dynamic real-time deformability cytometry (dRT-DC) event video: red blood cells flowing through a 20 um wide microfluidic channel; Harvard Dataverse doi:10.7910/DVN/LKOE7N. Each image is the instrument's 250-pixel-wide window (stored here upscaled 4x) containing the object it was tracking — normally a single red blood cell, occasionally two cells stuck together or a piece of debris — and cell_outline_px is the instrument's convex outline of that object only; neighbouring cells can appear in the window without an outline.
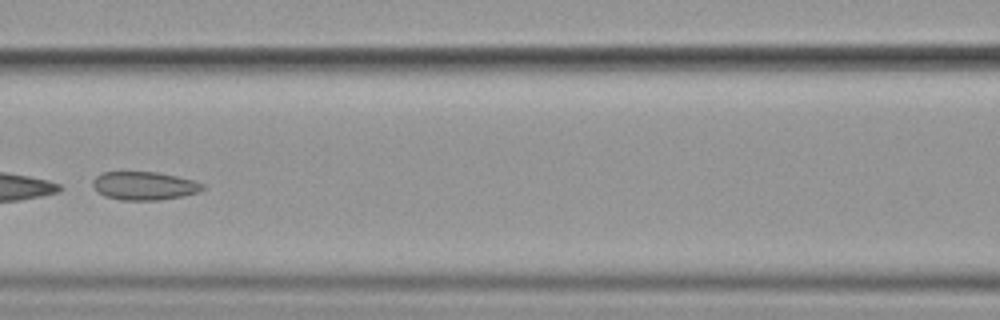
{"species": "common noctule bat (a hibernating species)", "species_latin": "Nyctalus noctula", "temperature_condition": "cold", "stored_images_in_passage": 15, "camera_frame_rate_fps": 3000, "um_per_image_px": 0.085, "animal": {"sex": "female", "body_mass_g": 19.9}, "frame": {"image": 1, "passage_image": 7, "time_ms": 7.667, "image_size_px": [1000, 320], "cell_outline_px": [[208, 188], [200, 192], [184, 196], [160, 200], [120, 200], [104, 196], [92, 184], [92, 180], [96, 176], [104, 172], [156, 172], [176, 176], [192, 180], [204, 184]], "centroid_in_image_um": [12.31, 15.8], "position_along_channel_um": 154.3, "area_um2": 18.21}}
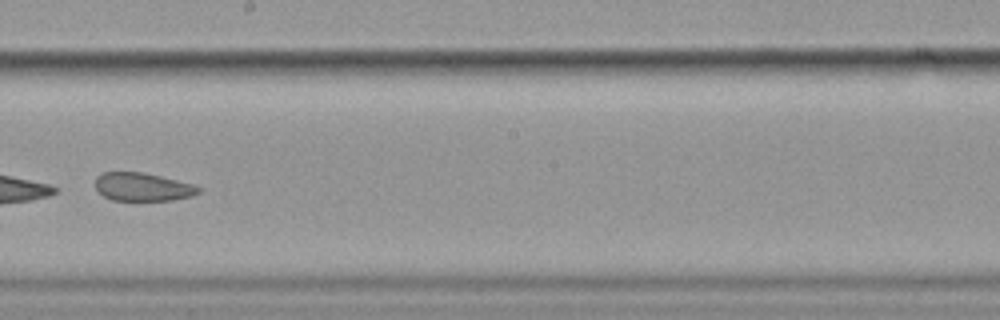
{"frame": {"image": 2, "passage_image": 9, "time_ms": 10.0, "image_size_px": [1000, 320], "cell_outline_px": [[200, 192], [192, 196], [172, 200], [112, 200], [96, 192], [96, 176], [104, 172], [144, 172], [192, 184], [200, 188]], "centroid_in_image_um": [12.09, 15.89], "position_along_channel_um": 236.1, "area_um2": 16.94}}
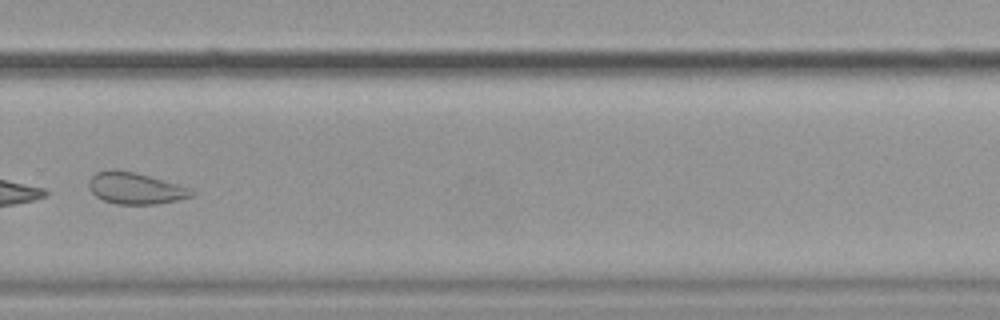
{"frame": {"image": 3, "passage_image": 11, "time_ms": 12.333, "image_size_px": [1000, 320], "cell_outline_px": [[196, 192], [192, 196], [180, 200], [160, 204], [116, 204], [104, 200], [96, 196], [88, 188], [88, 180], [96, 172], [112, 168], [136, 172], [192, 188]], "centroid_in_image_um": [11.52, 15.99], "position_along_channel_um": 318.3, "area_um2": 19.25}, "authors_computed_cell_mechanics": {"area_um2": 20.808, "velocity_mm_per_s": 3.5226, "shape_relaxation_time_tau1_ms": null, "shape_relaxation_time_tau2_ms": 1.1261, "deformation_change_tau1": null, "deformation_change_tau2": 0.0413}}